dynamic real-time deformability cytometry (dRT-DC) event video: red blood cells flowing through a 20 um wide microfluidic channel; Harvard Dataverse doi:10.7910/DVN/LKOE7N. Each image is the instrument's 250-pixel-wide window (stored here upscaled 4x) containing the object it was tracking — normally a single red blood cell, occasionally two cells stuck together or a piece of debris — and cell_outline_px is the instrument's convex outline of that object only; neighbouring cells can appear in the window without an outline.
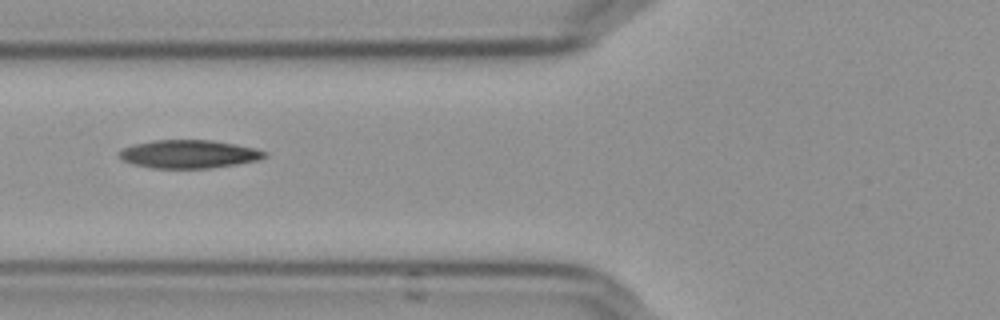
{"species": "Egyptian fruit bat (a non-hibernating species)", "species_latin": "Rousettus aegyptiacus", "temperature_condition": "cold", "stored_images_in_passage": 8, "camera_frame_rate_fps": 3000, "um_per_image_px": 0.085, "frame": {"image": 1, "passage_image": 6, "time_ms": 1.667, "image_size_px": [1000, 320], "cell_outline_px": [[268, 156], [260, 160], [236, 164], [208, 168], [152, 168], [132, 164], [124, 160], [120, 156], [120, 148], [132, 144], [152, 140], [212, 140], [236, 144], [256, 148], [268, 152]], "centroid_in_image_um": [16.08, 13.09], "position_along_channel_um": 109.7, "area_um2": 24.1}}
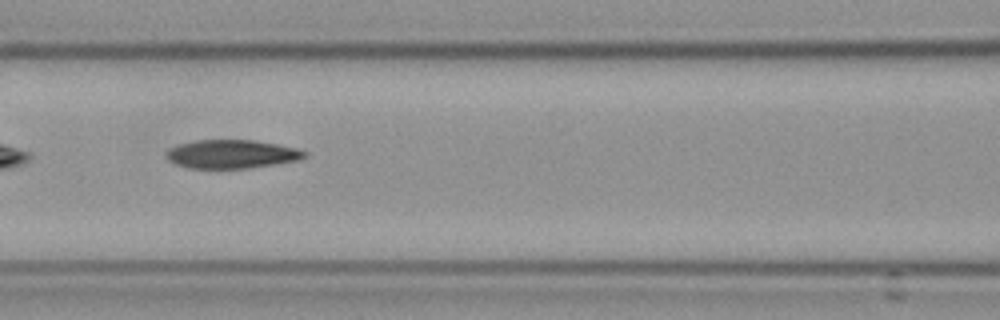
{"frame": {"image": 2, "passage_image": 7, "time_ms": 2.0, "image_size_px": [1000, 320], "cell_outline_px": [[308, 156], [300, 160], [276, 164], [248, 168], [188, 168], [176, 164], [168, 160], [164, 156], [164, 152], [168, 148], [180, 144], [196, 140], [252, 140], [276, 144], [296, 148], [308, 152]], "centroid_in_image_um": [19.68, 13.1], "position_along_channel_um": 146.9, "area_um2": 23.18}}